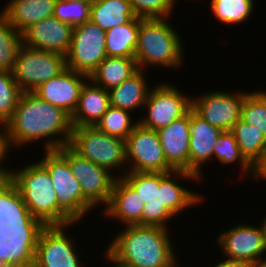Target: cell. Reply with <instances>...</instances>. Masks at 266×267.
I'll return each instance as SVG.
<instances>
[{"instance_id": "cell-1", "label": "cell", "mask_w": 266, "mask_h": 267, "mask_svg": "<svg viewBox=\"0 0 266 267\" xmlns=\"http://www.w3.org/2000/svg\"><path fill=\"white\" fill-rule=\"evenodd\" d=\"M144 202L142 225L160 226L169 229L168 221L182 214V211L199 205L205 198L179 184L178 179L201 182L200 178L188 171L137 172L127 171L122 176ZM197 203V204H196Z\"/></svg>"}, {"instance_id": "cell-2", "label": "cell", "mask_w": 266, "mask_h": 267, "mask_svg": "<svg viewBox=\"0 0 266 267\" xmlns=\"http://www.w3.org/2000/svg\"><path fill=\"white\" fill-rule=\"evenodd\" d=\"M4 128L13 150L14 146L21 149L42 139L45 151L68 145L73 130L71 116L66 111L42 100L33 92L21 93Z\"/></svg>"}, {"instance_id": "cell-3", "label": "cell", "mask_w": 266, "mask_h": 267, "mask_svg": "<svg viewBox=\"0 0 266 267\" xmlns=\"http://www.w3.org/2000/svg\"><path fill=\"white\" fill-rule=\"evenodd\" d=\"M169 232L160 226H126L105 252L127 267H166L177 257Z\"/></svg>"}, {"instance_id": "cell-4", "label": "cell", "mask_w": 266, "mask_h": 267, "mask_svg": "<svg viewBox=\"0 0 266 267\" xmlns=\"http://www.w3.org/2000/svg\"><path fill=\"white\" fill-rule=\"evenodd\" d=\"M169 18L143 19L140 22L135 59L138 69L147 67L180 69L184 61L182 37Z\"/></svg>"}, {"instance_id": "cell-5", "label": "cell", "mask_w": 266, "mask_h": 267, "mask_svg": "<svg viewBox=\"0 0 266 267\" xmlns=\"http://www.w3.org/2000/svg\"><path fill=\"white\" fill-rule=\"evenodd\" d=\"M14 168L10 179L16 184L23 202L34 217L40 219L45 225L75 223L58 206L51 177L39 161L25 164L21 169Z\"/></svg>"}, {"instance_id": "cell-6", "label": "cell", "mask_w": 266, "mask_h": 267, "mask_svg": "<svg viewBox=\"0 0 266 267\" xmlns=\"http://www.w3.org/2000/svg\"><path fill=\"white\" fill-rule=\"evenodd\" d=\"M68 145L79 155L106 168L112 174L114 170L119 169L118 177L127 172V168H124L126 167L124 164H127L125 141L107 135L96 126L73 127ZM121 170L124 174L120 172Z\"/></svg>"}, {"instance_id": "cell-7", "label": "cell", "mask_w": 266, "mask_h": 267, "mask_svg": "<svg viewBox=\"0 0 266 267\" xmlns=\"http://www.w3.org/2000/svg\"><path fill=\"white\" fill-rule=\"evenodd\" d=\"M39 162L48 171L58 206L77 224L94 209L83 197L79 181L73 175L68 160L58 150H44Z\"/></svg>"}, {"instance_id": "cell-8", "label": "cell", "mask_w": 266, "mask_h": 267, "mask_svg": "<svg viewBox=\"0 0 266 267\" xmlns=\"http://www.w3.org/2000/svg\"><path fill=\"white\" fill-rule=\"evenodd\" d=\"M66 68L65 55L22 45L11 74L22 92H32Z\"/></svg>"}, {"instance_id": "cell-9", "label": "cell", "mask_w": 266, "mask_h": 267, "mask_svg": "<svg viewBox=\"0 0 266 267\" xmlns=\"http://www.w3.org/2000/svg\"><path fill=\"white\" fill-rule=\"evenodd\" d=\"M144 108L147 114L138 119L139 124L158 131L185 116L192 109V97L163 82L150 89Z\"/></svg>"}, {"instance_id": "cell-10", "label": "cell", "mask_w": 266, "mask_h": 267, "mask_svg": "<svg viewBox=\"0 0 266 267\" xmlns=\"http://www.w3.org/2000/svg\"><path fill=\"white\" fill-rule=\"evenodd\" d=\"M58 151L68 160L73 175L80 183L84 199L94 210L99 205L106 207L117 174L113 175L106 168L79 155L69 145L59 148Z\"/></svg>"}, {"instance_id": "cell-11", "label": "cell", "mask_w": 266, "mask_h": 267, "mask_svg": "<svg viewBox=\"0 0 266 267\" xmlns=\"http://www.w3.org/2000/svg\"><path fill=\"white\" fill-rule=\"evenodd\" d=\"M106 31L92 21L73 27L71 45L66 55V66L70 70L88 76L107 57Z\"/></svg>"}, {"instance_id": "cell-12", "label": "cell", "mask_w": 266, "mask_h": 267, "mask_svg": "<svg viewBox=\"0 0 266 267\" xmlns=\"http://www.w3.org/2000/svg\"><path fill=\"white\" fill-rule=\"evenodd\" d=\"M74 224L46 225L41 230L33 267H83L79 253L81 250L77 249L70 234L65 232Z\"/></svg>"}, {"instance_id": "cell-13", "label": "cell", "mask_w": 266, "mask_h": 267, "mask_svg": "<svg viewBox=\"0 0 266 267\" xmlns=\"http://www.w3.org/2000/svg\"><path fill=\"white\" fill-rule=\"evenodd\" d=\"M44 223L0 224V262L11 267H33Z\"/></svg>"}, {"instance_id": "cell-14", "label": "cell", "mask_w": 266, "mask_h": 267, "mask_svg": "<svg viewBox=\"0 0 266 267\" xmlns=\"http://www.w3.org/2000/svg\"><path fill=\"white\" fill-rule=\"evenodd\" d=\"M127 171L171 172L157 131L138 124L125 140Z\"/></svg>"}, {"instance_id": "cell-15", "label": "cell", "mask_w": 266, "mask_h": 267, "mask_svg": "<svg viewBox=\"0 0 266 267\" xmlns=\"http://www.w3.org/2000/svg\"><path fill=\"white\" fill-rule=\"evenodd\" d=\"M248 91H208L192 96V110L203 120L222 131H230L241 118V107Z\"/></svg>"}, {"instance_id": "cell-16", "label": "cell", "mask_w": 266, "mask_h": 267, "mask_svg": "<svg viewBox=\"0 0 266 267\" xmlns=\"http://www.w3.org/2000/svg\"><path fill=\"white\" fill-rule=\"evenodd\" d=\"M216 243L221 247L224 257H227L225 260L251 263L266 259V244L261 225L253 226L241 222L219 233Z\"/></svg>"}, {"instance_id": "cell-17", "label": "cell", "mask_w": 266, "mask_h": 267, "mask_svg": "<svg viewBox=\"0 0 266 267\" xmlns=\"http://www.w3.org/2000/svg\"><path fill=\"white\" fill-rule=\"evenodd\" d=\"M88 79V75L66 68L32 92L71 116L77 107L81 89Z\"/></svg>"}, {"instance_id": "cell-18", "label": "cell", "mask_w": 266, "mask_h": 267, "mask_svg": "<svg viewBox=\"0 0 266 267\" xmlns=\"http://www.w3.org/2000/svg\"><path fill=\"white\" fill-rule=\"evenodd\" d=\"M73 27L52 16L32 24L22 33L23 45L67 55L72 39Z\"/></svg>"}, {"instance_id": "cell-19", "label": "cell", "mask_w": 266, "mask_h": 267, "mask_svg": "<svg viewBox=\"0 0 266 267\" xmlns=\"http://www.w3.org/2000/svg\"><path fill=\"white\" fill-rule=\"evenodd\" d=\"M188 131L190 135L189 172L202 179L204 177L202 166L213 158V148L216 145L217 138L223 131L203 120L192 109L190 110Z\"/></svg>"}, {"instance_id": "cell-20", "label": "cell", "mask_w": 266, "mask_h": 267, "mask_svg": "<svg viewBox=\"0 0 266 267\" xmlns=\"http://www.w3.org/2000/svg\"><path fill=\"white\" fill-rule=\"evenodd\" d=\"M144 202L134 188L123 178L115 179L103 217L115 219L124 226L142 225Z\"/></svg>"}, {"instance_id": "cell-21", "label": "cell", "mask_w": 266, "mask_h": 267, "mask_svg": "<svg viewBox=\"0 0 266 267\" xmlns=\"http://www.w3.org/2000/svg\"><path fill=\"white\" fill-rule=\"evenodd\" d=\"M189 122L190 111L157 131L167 163L174 170L189 172Z\"/></svg>"}, {"instance_id": "cell-22", "label": "cell", "mask_w": 266, "mask_h": 267, "mask_svg": "<svg viewBox=\"0 0 266 267\" xmlns=\"http://www.w3.org/2000/svg\"><path fill=\"white\" fill-rule=\"evenodd\" d=\"M110 106L109 91L88 79L81 89L77 107L71 115L72 126H95Z\"/></svg>"}, {"instance_id": "cell-23", "label": "cell", "mask_w": 266, "mask_h": 267, "mask_svg": "<svg viewBox=\"0 0 266 267\" xmlns=\"http://www.w3.org/2000/svg\"><path fill=\"white\" fill-rule=\"evenodd\" d=\"M56 0H9L0 11L21 34L32 24L52 17Z\"/></svg>"}, {"instance_id": "cell-24", "label": "cell", "mask_w": 266, "mask_h": 267, "mask_svg": "<svg viewBox=\"0 0 266 267\" xmlns=\"http://www.w3.org/2000/svg\"><path fill=\"white\" fill-rule=\"evenodd\" d=\"M146 70H138L120 85L109 90L110 105L134 112L144 109L146 99L152 87L149 86ZM147 82V83H146ZM139 108V109H138Z\"/></svg>"}, {"instance_id": "cell-25", "label": "cell", "mask_w": 266, "mask_h": 267, "mask_svg": "<svg viewBox=\"0 0 266 267\" xmlns=\"http://www.w3.org/2000/svg\"><path fill=\"white\" fill-rule=\"evenodd\" d=\"M10 223L43 222L30 213L16 184L9 178L0 180V224Z\"/></svg>"}, {"instance_id": "cell-26", "label": "cell", "mask_w": 266, "mask_h": 267, "mask_svg": "<svg viewBox=\"0 0 266 267\" xmlns=\"http://www.w3.org/2000/svg\"><path fill=\"white\" fill-rule=\"evenodd\" d=\"M138 70L135 58L106 57L90 74L89 79L109 91L130 78Z\"/></svg>"}, {"instance_id": "cell-27", "label": "cell", "mask_w": 266, "mask_h": 267, "mask_svg": "<svg viewBox=\"0 0 266 267\" xmlns=\"http://www.w3.org/2000/svg\"><path fill=\"white\" fill-rule=\"evenodd\" d=\"M143 19L135 16L129 23L106 31L107 57L135 58L140 22Z\"/></svg>"}, {"instance_id": "cell-28", "label": "cell", "mask_w": 266, "mask_h": 267, "mask_svg": "<svg viewBox=\"0 0 266 267\" xmlns=\"http://www.w3.org/2000/svg\"><path fill=\"white\" fill-rule=\"evenodd\" d=\"M134 17L129 0H96L91 4L90 21L104 31L129 23Z\"/></svg>"}, {"instance_id": "cell-29", "label": "cell", "mask_w": 266, "mask_h": 267, "mask_svg": "<svg viewBox=\"0 0 266 267\" xmlns=\"http://www.w3.org/2000/svg\"><path fill=\"white\" fill-rule=\"evenodd\" d=\"M230 132L234 135L241 154L255 167L266 154L265 134L258 127L243 121L241 118Z\"/></svg>"}, {"instance_id": "cell-30", "label": "cell", "mask_w": 266, "mask_h": 267, "mask_svg": "<svg viewBox=\"0 0 266 267\" xmlns=\"http://www.w3.org/2000/svg\"><path fill=\"white\" fill-rule=\"evenodd\" d=\"M213 158L214 160L217 158L216 160H219L218 162L225 166L238 162L241 177L243 175H248L250 178L254 177V167L241 154L236 139L230 131H223L217 138L216 145L213 148Z\"/></svg>"}, {"instance_id": "cell-31", "label": "cell", "mask_w": 266, "mask_h": 267, "mask_svg": "<svg viewBox=\"0 0 266 267\" xmlns=\"http://www.w3.org/2000/svg\"><path fill=\"white\" fill-rule=\"evenodd\" d=\"M213 15L222 23L241 24L254 12V0H210ZM250 17V18H249ZM234 24V25H232Z\"/></svg>"}, {"instance_id": "cell-32", "label": "cell", "mask_w": 266, "mask_h": 267, "mask_svg": "<svg viewBox=\"0 0 266 267\" xmlns=\"http://www.w3.org/2000/svg\"><path fill=\"white\" fill-rule=\"evenodd\" d=\"M22 45V34L0 12V71L12 72L18 50Z\"/></svg>"}, {"instance_id": "cell-33", "label": "cell", "mask_w": 266, "mask_h": 267, "mask_svg": "<svg viewBox=\"0 0 266 267\" xmlns=\"http://www.w3.org/2000/svg\"><path fill=\"white\" fill-rule=\"evenodd\" d=\"M130 111L110 106L95 126L107 135L118 137L124 141L139 124L132 122Z\"/></svg>"}, {"instance_id": "cell-34", "label": "cell", "mask_w": 266, "mask_h": 267, "mask_svg": "<svg viewBox=\"0 0 266 267\" xmlns=\"http://www.w3.org/2000/svg\"><path fill=\"white\" fill-rule=\"evenodd\" d=\"M241 119L255 127L266 136V91L248 92L241 107Z\"/></svg>"}, {"instance_id": "cell-35", "label": "cell", "mask_w": 266, "mask_h": 267, "mask_svg": "<svg viewBox=\"0 0 266 267\" xmlns=\"http://www.w3.org/2000/svg\"><path fill=\"white\" fill-rule=\"evenodd\" d=\"M21 93L12 74L0 71V125L4 126L12 117Z\"/></svg>"}, {"instance_id": "cell-36", "label": "cell", "mask_w": 266, "mask_h": 267, "mask_svg": "<svg viewBox=\"0 0 266 267\" xmlns=\"http://www.w3.org/2000/svg\"><path fill=\"white\" fill-rule=\"evenodd\" d=\"M91 4L82 1L56 0L53 16L72 27L90 20Z\"/></svg>"}, {"instance_id": "cell-37", "label": "cell", "mask_w": 266, "mask_h": 267, "mask_svg": "<svg viewBox=\"0 0 266 267\" xmlns=\"http://www.w3.org/2000/svg\"><path fill=\"white\" fill-rule=\"evenodd\" d=\"M132 12L144 19L172 18L177 0H129Z\"/></svg>"}, {"instance_id": "cell-38", "label": "cell", "mask_w": 266, "mask_h": 267, "mask_svg": "<svg viewBox=\"0 0 266 267\" xmlns=\"http://www.w3.org/2000/svg\"><path fill=\"white\" fill-rule=\"evenodd\" d=\"M9 150H11V147L8 141L6 129L3 125H0V180L9 179L11 177L12 168L4 166L6 165L4 163L7 162L6 158L9 155Z\"/></svg>"}, {"instance_id": "cell-39", "label": "cell", "mask_w": 266, "mask_h": 267, "mask_svg": "<svg viewBox=\"0 0 266 267\" xmlns=\"http://www.w3.org/2000/svg\"><path fill=\"white\" fill-rule=\"evenodd\" d=\"M254 179L266 181V154L262 160L254 167Z\"/></svg>"}, {"instance_id": "cell-40", "label": "cell", "mask_w": 266, "mask_h": 267, "mask_svg": "<svg viewBox=\"0 0 266 267\" xmlns=\"http://www.w3.org/2000/svg\"><path fill=\"white\" fill-rule=\"evenodd\" d=\"M211 267H246V263L229 261L224 259L222 262H217V264L214 266L211 264Z\"/></svg>"}, {"instance_id": "cell-41", "label": "cell", "mask_w": 266, "mask_h": 267, "mask_svg": "<svg viewBox=\"0 0 266 267\" xmlns=\"http://www.w3.org/2000/svg\"><path fill=\"white\" fill-rule=\"evenodd\" d=\"M246 267H266V259L261 261H254L251 263H246Z\"/></svg>"}, {"instance_id": "cell-42", "label": "cell", "mask_w": 266, "mask_h": 267, "mask_svg": "<svg viewBox=\"0 0 266 267\" xmlns=\"http://www.w3.org/2000/svg\"><path fill=\"white\" fill-rule=\"evenodd\" d=\"M104 258H105V261H107V262H111V264H114L115 266H113V267H127V266H124V265H122V264H120V263H118V262H116L115 260H113L105 251H104Z\"/></svg>"}, {"instance_id": "cell-43", "label": "cell", "mask_w": 266, "mask_h": 267, "mask_svg": "<svg viewBox=\"0 0 266 267\" xmlns=\"http://www.w3.org/2000/svg\"><path fill=\"white\" fill-rule=\"evenodd\" d=\"M261 224V228L263 231V235H264V240H265V244H266V216L263 218V221L260 222Z\"/></svg>"}, {"instance_id": "cell-44", "label": "cell", "mask_w": 266, "mask_h": 267, "mask_svg": "<svg viewBox=\"0 0 266 267\" xmlns=\"http://www.w3.org/2000/svg\"><path fill=\"white\" fill-rule=\"evenodd\" d=\"M178 261H177V257L166 267H180V265H178Z\"/></svg>"}, {"instance_id": "cell-45", "label": "cell", "mask_w": 266, "mask_h": 267, "mask_svg": "<svg viewBox=\"0 0 266 267\" xmlns=\"http://www.w3.org/2000/svg\"><path fill=\"white\" fill-rule=\"evenodd\" d=\"M70 1H82V2H87L89 4L94 3L96 0H70Z\"/></svg>"}, {"instance_id": "cell-46", "label": "cell", "mask_w": 266, "mask_h": 267, "mask_svg": "<svg viewBox=\"0 0 266 267\" xmlns=\"http://www.w3.org/2000/svg\"><path fill=\"white\" fill-rule=\"evenodd\" d=\"M0 267H11L7 262H0Z\"/></svg>"}]
</instances>
